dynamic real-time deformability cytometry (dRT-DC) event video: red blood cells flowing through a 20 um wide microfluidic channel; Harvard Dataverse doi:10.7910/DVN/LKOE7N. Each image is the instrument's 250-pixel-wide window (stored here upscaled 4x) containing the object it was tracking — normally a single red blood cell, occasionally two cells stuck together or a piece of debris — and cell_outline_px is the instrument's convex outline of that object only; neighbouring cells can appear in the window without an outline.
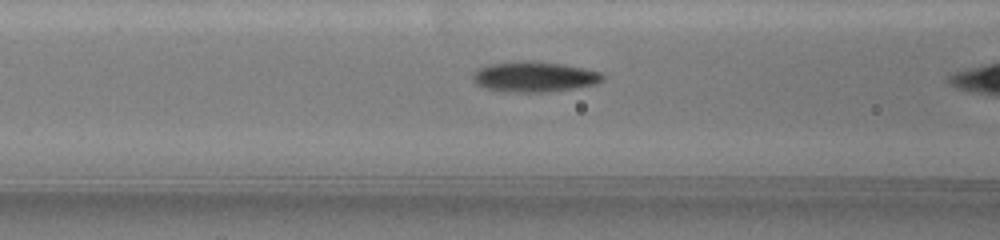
{"species": "common noctule bat (a hibernating species)", "species_latin": "Nyctalus noctula", "temperature_condition": "warm", "stored_images_in_passage": 22, "camera_frame_rate_fps": 3000, "um_per_image_px": 0.085, "animal": {"sex": "female", "body_mass_g": 19.5, "forearm_length_mm": 54.1}, "frame": {"image": 1, "passage_image": 5, "time_ms": 3.333, "image_size_px": [1000, 240], "cell_outline_px": [[604, 80], [596, 84], [548, 92], [504, 92], [484, 88], [476, 84], [472, 80], [472, 76], [480, 68], [492, 64], [560, 64], [600, 72], [604, 76]], "centroid_in_image_um": [45.42, 6.6], "position_along_channel_um": 121.2, "area_um2": 21.73}}
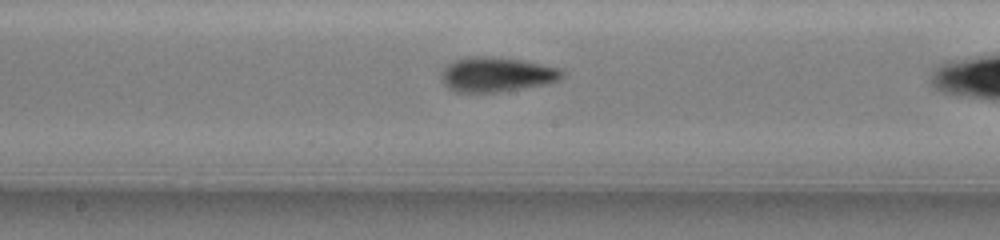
{"frame": {"image": 2, "passage_image": 10, "time_ms": 5.667, "image_size_px": [1000, 240], "cell_outline_px": [[564, 76], [560, 80], [544, 84], [500, 92], [456, 92], [448, 88], [444, 84], [440, 76], [444, 68], [448, 64], [456, 60], [468, 56], [492, 56], [520, 60], [560, 68], [564, 72]], "centroid_in_image_um": [42.2, 6.33], "position_along_channel_um": 206.0, "area_um2": 24.39}}
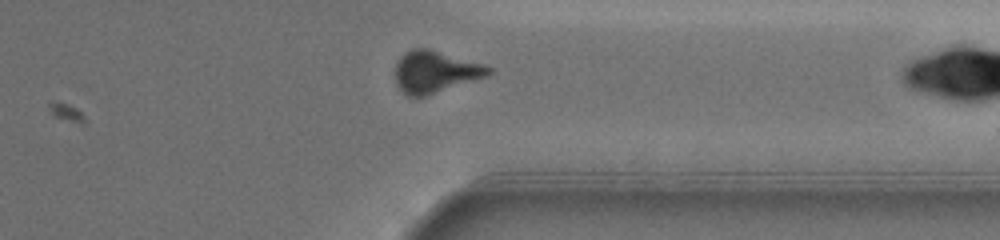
{"frame": {"image": 3, "passage_image": 21, "time_ms": 10.333, "image_size_px": [1000, 240], "cell_outline_px": [[492, 72], [488, 76], [424, 96], [408, 96], [396, 84], [396, 64], [400, 56], [404, 52], [412, 48], [428, 48], [484, 64], [492, 68]], "centroid_in_image_um": [36.99, 6.08], "position_along_channel_um": 374.4, "area_um2": 22.6}}